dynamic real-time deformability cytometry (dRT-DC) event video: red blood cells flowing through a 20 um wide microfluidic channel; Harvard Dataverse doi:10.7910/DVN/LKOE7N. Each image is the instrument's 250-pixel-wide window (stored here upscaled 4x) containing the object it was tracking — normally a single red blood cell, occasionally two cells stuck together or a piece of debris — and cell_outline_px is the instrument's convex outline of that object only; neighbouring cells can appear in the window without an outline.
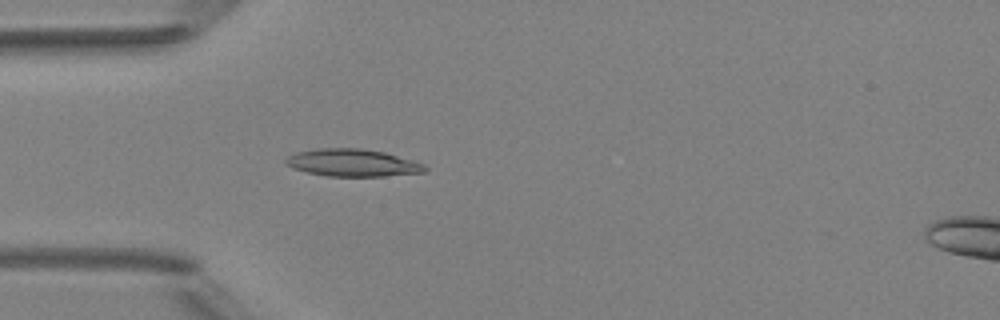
{"species": "Egyptian fruit bat (a non-hibernating species)", "species_latin": "Rousettus aegyptiacus", "temperature_condition": "room temperature", "stored_images_in_passage": 3, "camera_frame_rate_fps": 3000, "um_per_image_px": 0.085, "animal": {"sex": "female"}, "frame": {"image": 1, "passage_image": 3, "time_ms": 2.333, "image_size_px": [1000, 320], "cell_outline_px": [[428, 168], [424, 172], [384, 176], [328, 176], [308, 172], [292, 168], [284, 164], [284, 160], [288, 156], [296, 152], [316, 148], [360, 148], [384, 152], [412, 160], [424, 164]], "centroid_in_image_um": [29.93, 13.83], "position_along_channel_um": 55.1, "area_um2": 22.2}}